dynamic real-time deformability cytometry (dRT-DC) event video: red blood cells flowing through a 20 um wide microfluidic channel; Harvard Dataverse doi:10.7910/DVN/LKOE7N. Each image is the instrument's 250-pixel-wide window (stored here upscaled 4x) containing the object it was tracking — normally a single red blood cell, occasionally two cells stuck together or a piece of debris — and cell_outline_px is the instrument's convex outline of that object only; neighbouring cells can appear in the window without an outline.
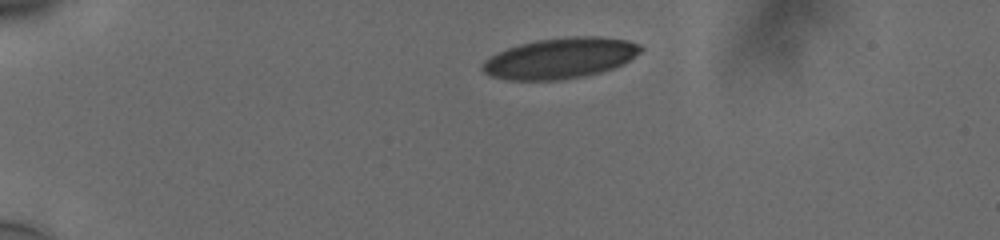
{"species": "human", "species_latin": "Homo sapiens", "temperature_condition": "cold", "stored_images_in_passage": 4, "camera_frame_rate_fps": 3000, "um_per_image_px": 0.085, "donor": {"sex": "male"}, "frame": {"image": 1, "passage_image": 1, "time_ms": 0.0, "image_size_px": [1000, 240], "cell_outline_px": [[640, 52], [624, 64], [600, 72], [580, 76], [556, 80], [512, 80], [492, 76], [484, 72], [484, 60], [508, 48], [520, 44], [536, 40], [572, 36], [596, 36], [624, 40], [640, 44]], "centroid_in_image_um": [47.64, 4.94], "position_along_channel_um": 37.4, "area_um2": 36.82}}